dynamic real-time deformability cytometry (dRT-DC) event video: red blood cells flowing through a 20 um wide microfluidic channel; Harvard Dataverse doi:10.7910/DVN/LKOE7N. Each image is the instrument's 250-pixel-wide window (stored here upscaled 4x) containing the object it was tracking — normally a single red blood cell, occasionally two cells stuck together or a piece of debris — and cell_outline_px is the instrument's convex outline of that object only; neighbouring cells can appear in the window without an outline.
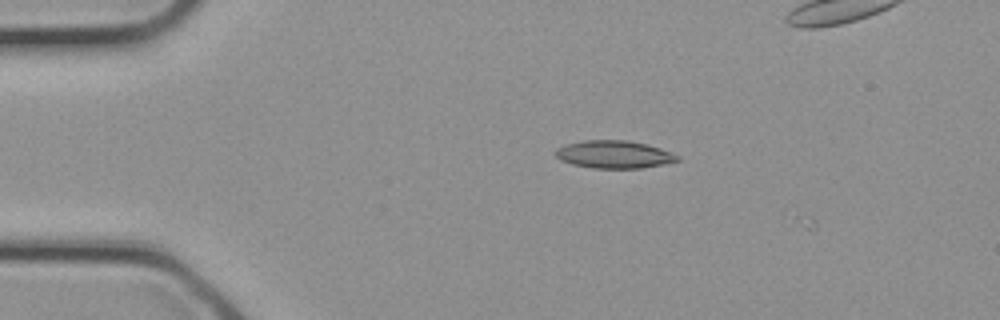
{"species": "common noctule bat (a hibernating species)", "species_latin": "Nyctalus noctula", "temperature_condition": "cold", "stored_images_in_passage": 3, "camera_frame_rate_fps": 3000, "um_per_image_px": 0.085, "animal": {"sex": "female", "body_mass_g": 21.9}, "frame": {"image": 1, "passage_image": 2, "time_ms": 0.333, "image_size_px": [1000, 320], "cell_outline_px": [[680, 160], [664, 164], [640, 168], [592, 168], [572, 164], [560, 160], [552, 152], [556, 148], [564, 144], [584, 140], [628, 140], [648, 144], [672, 152], [680, 156]], "centroid_in_image_um": [52.17, 13.12], "position_along_channel_um": 32.8, "area_um2": 19.94}}